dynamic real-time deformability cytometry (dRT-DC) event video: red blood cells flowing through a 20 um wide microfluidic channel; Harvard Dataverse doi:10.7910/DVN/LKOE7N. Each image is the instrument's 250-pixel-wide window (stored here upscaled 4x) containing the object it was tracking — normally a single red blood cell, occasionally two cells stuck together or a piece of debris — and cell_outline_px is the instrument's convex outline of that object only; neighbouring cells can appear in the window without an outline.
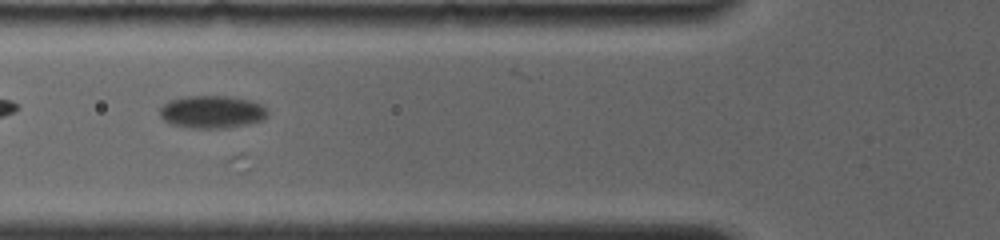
{"species": "common noctule bat (a hibernating species)", "species_latin": "Nyctalus noctula", "temperature_condition": "room temperature", "stored_images_in_passage": 25, "segment_of_instrument_passage": [2, 2], "camera_frame_rate_fps": 4000, "um_per_image_px": 0.085, "animal": {"sex": "female", "body_mass_g": 19.0, "forearm_length_mm": 56.7}, "frame": {"image": 1, "passage_image": 12, "time_ms": 2.75, "image_size_px": [1000, 240], "cell_outline_px": [[268, 112], [260, 120], [244, 124], [224, 128], [196, 128], [172, 124], [164, 120], [160, 116], [160, 108], [164, 104], [172, 100], [184, 96], [232, 96], [248, 100], [260, 104]], "centroid_in_image_um": [17.97, 9.5], "position_along_channel_um": 107.8, "area_um2": 20.06}}
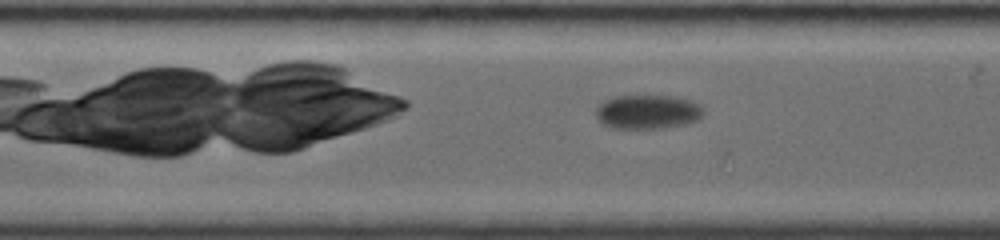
{"frame": {"image": 2, "passage_image": 17, "time_ms": 4.0, "image_size_px": [1000, 240], "cell_outline_px": [[700, 116], [696, 120], [680, 124], [652, 128], [612, 128], [604, 124], [596, 116], [596, 108], [604, 100], [616, 96], [672, 96], [688, 100], [700, 104]], "centroid_in_image_um": [54.97, 9.49], "position_along_channel_um": 152.4, "area_um2": 20.69}}
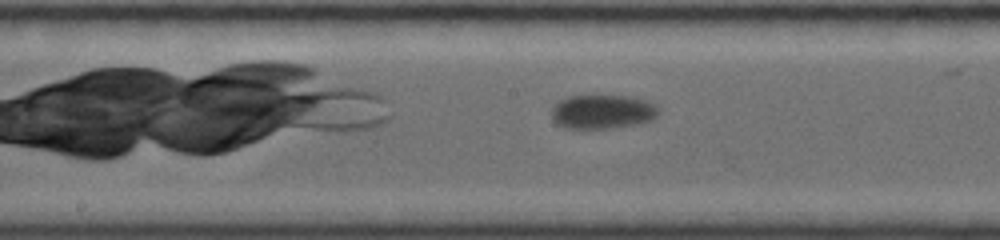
{"frame": {"image": 3, "passage_image": 22, "time_ms": 5.25, "image_size_px": [1000, 240], "cell_outline_px": [[656, 116], [648, 120], [632, 124], [608, 128], [568, 128], [560, 124], [552, 116], [552, 108], [560, 100], [568, 96], [592, 92], [632, 96], [644, 100], [652, 104], [656, 108]], "centroid_in_image_um": [51.15, 9.42], "position_along_channel_um": 197.1, "area_um2": 21.39}}